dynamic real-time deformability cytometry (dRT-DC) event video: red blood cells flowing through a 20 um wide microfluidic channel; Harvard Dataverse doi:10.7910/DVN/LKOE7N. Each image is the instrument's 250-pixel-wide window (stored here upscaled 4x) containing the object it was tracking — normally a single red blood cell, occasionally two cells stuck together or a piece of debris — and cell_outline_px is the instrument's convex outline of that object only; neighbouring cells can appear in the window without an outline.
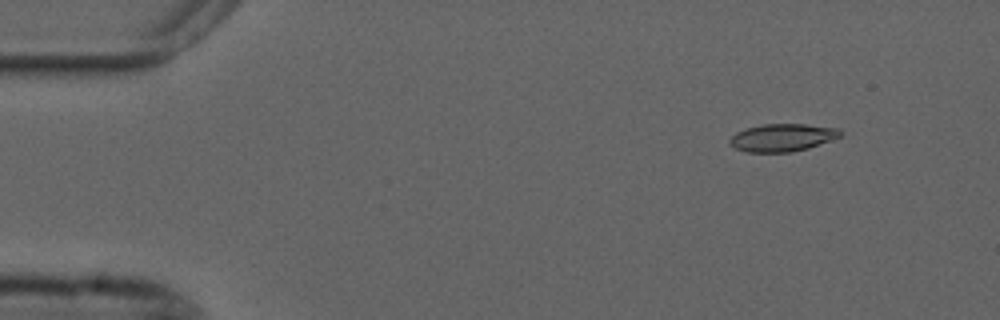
{"species": "common noctule bat (a hibernating species)", "species_latin": "Nyctalus noctula", "temperature_condition": "cold", "stored_images_in_passage": 55, "camera_frame_rate_fps": 3000, "um_per_image_px": 0.085, "animal": {"sex": "male", "forearm_length_mm": 52.5}, "frame": {"image": 1, "passage_image": 6, "time_ms": 1.667, "image_size_px": [1000, 320], "cell_outline_px": [[844, 132], [840, 136], [832, 140], [808, 148], [792, 152], [748, 152], [736, 148], [728, 144], [728, 140], [736, 132], [748, 128], [764, 124], [804, 124], [840, 128]], "centroid_in_image_um": [66.53, 11.69], "position_along_channel_um": 18.5, "area_um2": 17.86}}
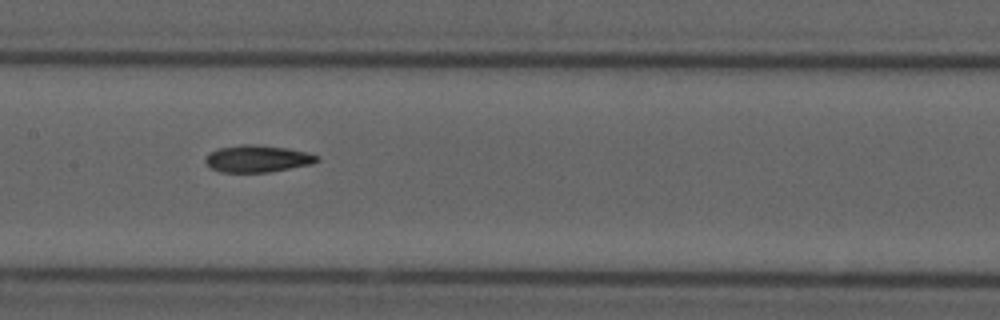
{"frame": {"image": 2, "passage_image": 27, "time_ms": 8.667, "image_size_px": [1000, 320], "cell_outline_px": [[320, 160], [312, 164], [268, 172], [220, 172], [212, 168], [204, 160], [208, 152], [220, 148], [240, 144], [256, 144], [288, 148], [308, 152], [320, 156]], "centroid_in_image_um": [21.91, 13.48], "position_along_channel_um": 185.5, "area_um2": 17.69}}
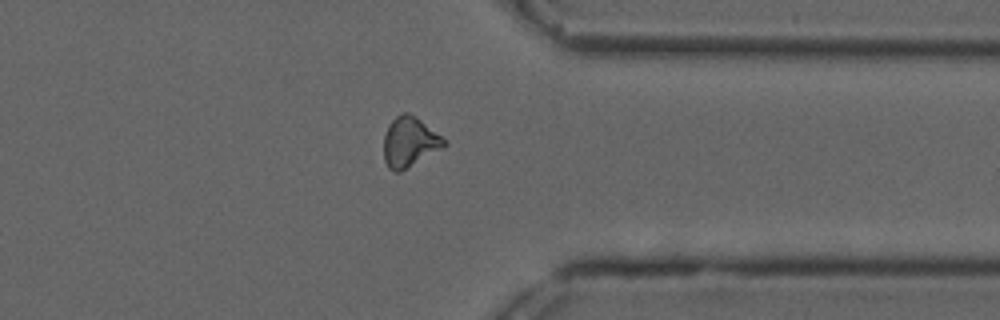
{"frame": {"image": 3, "passage_image": 43, "time_ms": 14.0, "image_size_px": [1000, 320], "cell_outline_px": [[448, 144], [400, 172], [396, 172], [388, 168], [384, 160], [384, 136], [388, 124], [400, 112], [408, 112], [416, 116], [448, 140]], "centroid_in_image_um": [34.82, 12.04], "position_along_channel_um": 376.6, "area_um2": 17.69}, "authors_computed_cell_mechanics": {"area_um2": 17.4556, "velocity_mm_per_s": 3.6925, "shape_relaxation_time_tau1_ms": null, "shape_relaxation_time_tau2_ms": 5.0158, "deformation_change_tau1": null, "deformation_change_tau2": 0.1398}}